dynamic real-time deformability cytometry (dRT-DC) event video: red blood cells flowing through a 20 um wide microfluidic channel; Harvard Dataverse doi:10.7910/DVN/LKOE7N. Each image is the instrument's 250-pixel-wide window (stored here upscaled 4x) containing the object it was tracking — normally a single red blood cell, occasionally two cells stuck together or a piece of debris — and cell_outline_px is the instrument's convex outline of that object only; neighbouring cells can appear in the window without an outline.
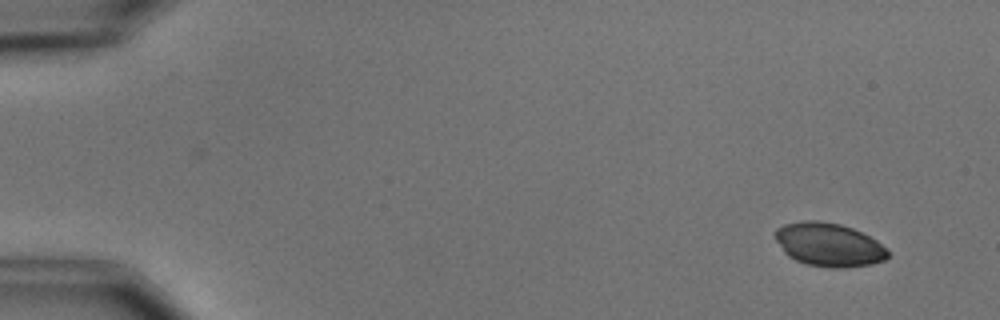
{"species": "common noctule bat (a hibernating species)", "species_latin": "Nyctalus noctula", "temperature_condition": "cold", "stored_images_in_passage": 6, "camera_frame_rate_fps": 3000, "um_per_image_px": 0.085, "animal": {"sex": "male", "body_mass_g": 15.6}, "frame": {"image": 1, "passage_image": 1, "time_ms": 0.0, "image_size_px": [1000, 320], "cell_outline_px": [[888, 256], [884, 260], [872, 264], [844, 268], [828, 268], [808, 264], [796, 260], [788, 256], [784, 252], [776, 240], [776, 228], [784, 224], [800, 220], [820, 220], [840, 224], [852, 228], [876, 240], [888, 252]], "centroid_in_image_um": [70.43, 20.79], "position_along_channel_um": 14.6, "area_um2": 28.5}}